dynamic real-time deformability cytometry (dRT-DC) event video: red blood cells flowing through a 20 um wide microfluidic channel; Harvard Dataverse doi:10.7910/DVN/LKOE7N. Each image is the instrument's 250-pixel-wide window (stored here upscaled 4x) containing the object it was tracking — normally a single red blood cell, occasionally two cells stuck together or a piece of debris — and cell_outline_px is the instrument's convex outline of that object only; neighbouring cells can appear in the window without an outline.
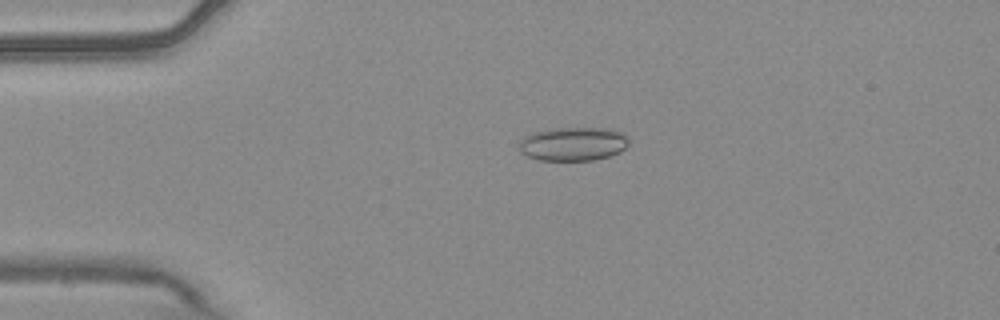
{"species": "common noctule bat (a hibernating species)", "species_latin": "Nyctalus noctula", "temperature_condition": "warm", "stored_images_in_passage": 2, "camera_frame_rate_fps": 3000, "um_per_image_px": 0.085, "animal": {"sex": "male", "body_mass_g": 20.4}, "frame": {"image": 1, "passage_image": 1, "time_ms": 0.0, "image_size_px": [1000, 320], "cell_outline_px": [[628, 144], [620, 152], [608, 156], [592, 160], [540, 160], [528, 156], [520, 152], [516, 144], [524, 136], [532, 132], [548, 128], [608, 128], [620, 132], [628, 140]], "centroid_in_image_um": [48.64, 12.22], "position_along_channel_um": 36.4, "area_um2": 21.68}}